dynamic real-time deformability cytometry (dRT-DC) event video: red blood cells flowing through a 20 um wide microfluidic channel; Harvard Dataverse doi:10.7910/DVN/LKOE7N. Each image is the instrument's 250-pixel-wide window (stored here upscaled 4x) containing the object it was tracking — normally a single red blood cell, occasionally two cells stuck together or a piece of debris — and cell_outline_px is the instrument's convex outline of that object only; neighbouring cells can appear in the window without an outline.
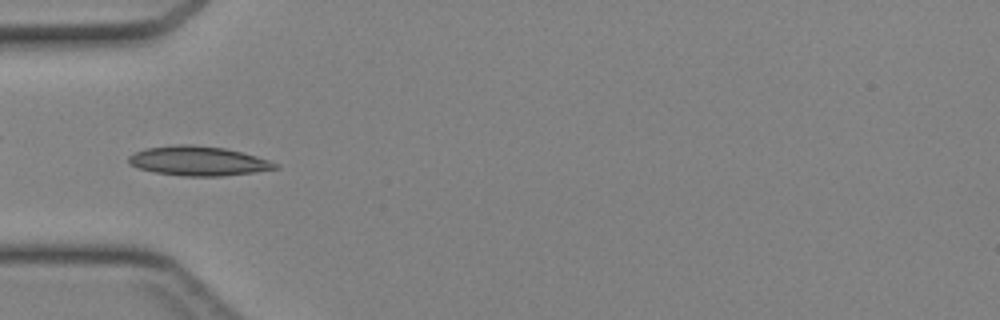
{"species": "Egyptian fruit bat (a non-hibernating species)", "species_latin": "Rousettus aegyptiacus", "temperature_condition": "cold", "stored_images_in_passage": 33, "camera_frame_rate_fps": 3000, "um_per_image_px": 0.085, "animal": {"sex": "female"}, "frame": {"image": 1, "passage_image": 3, "time_ms": 0.667, "image_size_px": [1000, 320], "cell_outline_px": [[280, 168], [224, 176], [184, 176], [156, 172], [140, 168], [128, 164], [128, 156], [144, 148], [176, 144], [192, 144], [224, 148], [256, 156], [280, 164]], "centroid_in_image_um": [16.85, 13.67], "position_along_channel_um": 68.2, "area_um2": 25.09}}
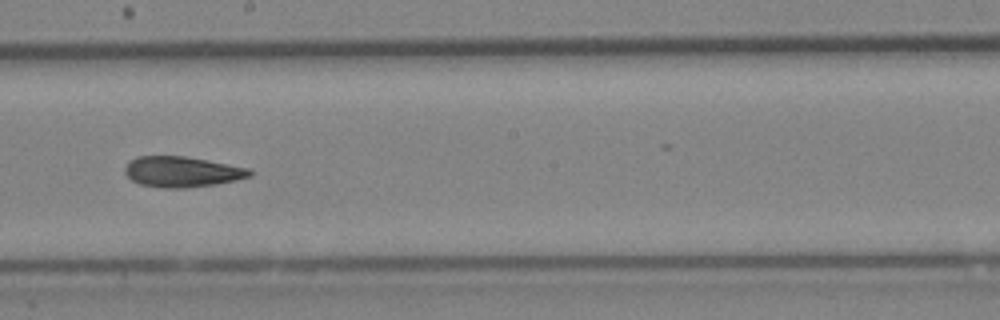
{"frame": {"image": 2, "passage_image": 14, "time_ms": 4.333, "image_size_px": [1000, 320], "cell_outline_px": [[252, 176], [236, 180], [216, 184], [184, 188], [160, 188], [140, 184], [132, 180], [124, 172], [124, 168], [128, 160], [136, 156], [184, 156], [228, 164], [248, 168], [252, 172]], "centroid_in_image_um": [15.43, 14.6], "position_along_channel_um": 232.8, "area_um2": 22.31}}
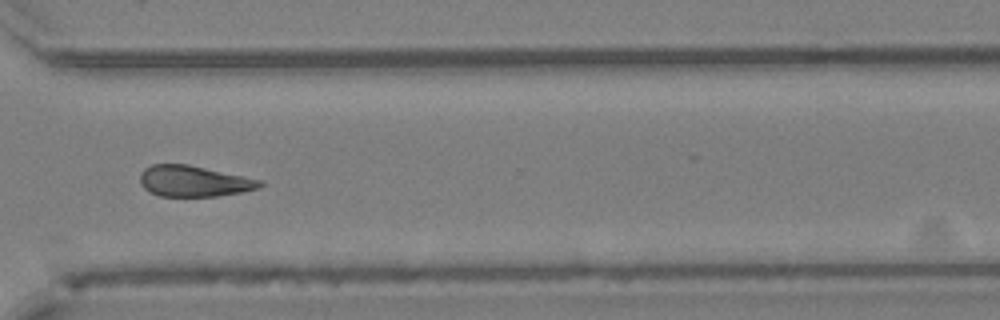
{"frame": {"image": 3, "passage_image": 22, "time_ms": 7.0, "image_size_px": [1000, 320], "cell_outline_px": [[264, 184], [260, 188], [240, 192], [216, 196], [160, 196], [148, 192], [140, 184], [140, 172], [144, 168], [152, 164], [188, 164], [264, 180]], "centroid_in_image_um": [16.47, 15.39], "position_along_channel_um": 354.1, "area_um2": 21.85}}